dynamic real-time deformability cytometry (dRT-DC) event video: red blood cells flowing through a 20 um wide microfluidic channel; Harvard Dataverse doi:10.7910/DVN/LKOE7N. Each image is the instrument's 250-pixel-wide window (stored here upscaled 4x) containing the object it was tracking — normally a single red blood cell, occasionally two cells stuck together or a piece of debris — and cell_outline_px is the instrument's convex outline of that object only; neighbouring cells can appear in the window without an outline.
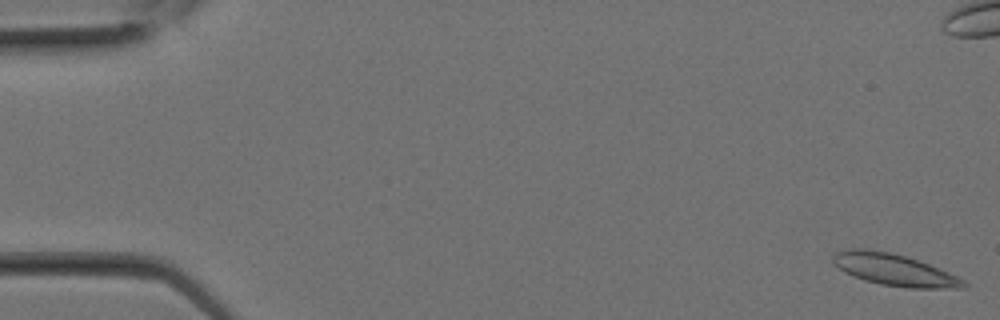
{"species": "Egyptian fruit bat (a non-hibernating species)", "species_latin": "Rousettus aegyptiacus", "temperature_condition": "room temperature", "stored_images_in_passage": 6, "camera_frame_rate_fps": 3000, "um_per_image_px": 0.085, "animal": {"sex": "female"}, "frame": {"image": 1, "passage_image": 1, "time_ms": 0.0, "image_size_px": [1000, 320], "cell_outline_px": [[968, 284], [964, 288], [908, 288], [880, 284], [864, 280], [844, 272], [832, 264], [832, 256], [836, 252], [844, 248], [868, 248], [888, 252], [904, 256], [928, 264], [948, 272], [964, 280]], "centroid_in_image_um": [75.94, 22.92], "position_along_channel_um": 9.1, "area_um2": 24.22}}